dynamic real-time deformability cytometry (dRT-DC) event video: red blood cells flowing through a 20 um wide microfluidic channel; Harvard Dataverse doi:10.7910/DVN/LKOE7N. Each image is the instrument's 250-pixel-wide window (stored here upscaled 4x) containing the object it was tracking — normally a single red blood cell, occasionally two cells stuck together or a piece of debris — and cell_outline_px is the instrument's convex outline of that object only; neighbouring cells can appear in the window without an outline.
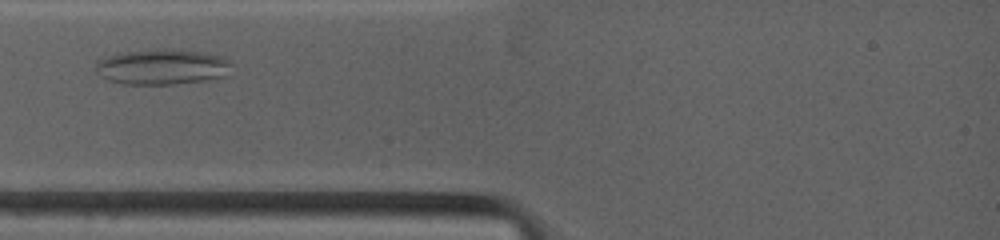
{"species": "common noctule bat (a hibernating species)", "species_latin": "Nyctalus noctula", "temperature_condition": "warm", "stored_images_in_passage": 11, "camera_frame_rate_fps": 4500, "um_per_image_px": 0.085, "animal": {"sex": "female", "body_mass_g": 19.0, "forearm_length_mm": 53.3}, "frame": {"image": 1, "passage_image": 4, "time_ms": 1.333, "image_size_px": [1000, 240], "cell_outline_px": [[232, 64], [228, 76], [212, 80], [172, 84], [124, 84], [108, 80], [100, 76], [92, 68], [100, 60], [108, 56], [124, 52], [208, 52], [232, 60]], "centroid_in_image_um": [13.84, 5.74], "position_along_channel_um": 71.2, "area_um2": 27.46}}
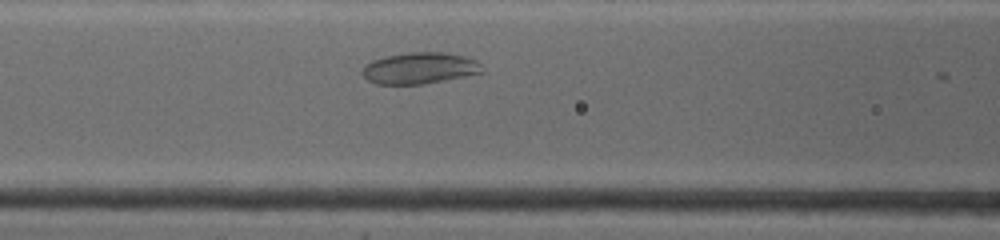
{"frame": {"image": 2, "passage_image": 7, "time_ms": 2.889, "image_size_px": [1000, 240], "cell_outline_px": [[484, 72], [424, 84], [376, 84], [368, 80], [360, 72], [364, 64], [372, 60], [388, 56], [408, 52], [444, 52], [464, 56], [476, 60], [480, 64]], "centroid_in_image_um": [35.64, 5.79], "position_along_channel_um": 131.0, "area_um2": 21.91}}
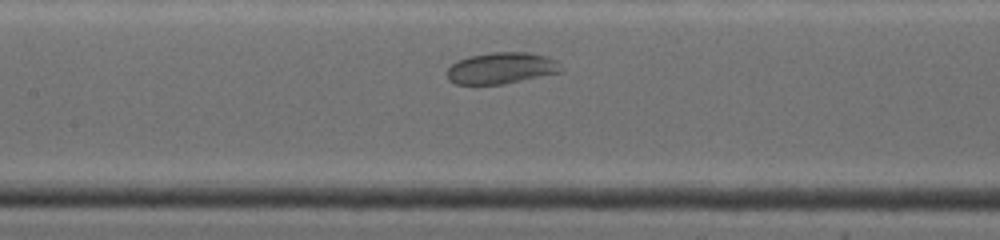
{"frame": {"image": 3, "passage_image": 9, "time_ms": 3.778, "image_size_px": [1000, 240], "cell_outline_px": [[564, 72], [504, 84], [456, 84], [448, 80], [444, 72], [456, 60], [468, 56], [492, 52], [532, 52], [548, 56], [556, 60], [564, 68]], "centroid_in_image_um": [42.64, 5.78], "position_along_channel_um": 164.8, "area_um2": 21.44}}